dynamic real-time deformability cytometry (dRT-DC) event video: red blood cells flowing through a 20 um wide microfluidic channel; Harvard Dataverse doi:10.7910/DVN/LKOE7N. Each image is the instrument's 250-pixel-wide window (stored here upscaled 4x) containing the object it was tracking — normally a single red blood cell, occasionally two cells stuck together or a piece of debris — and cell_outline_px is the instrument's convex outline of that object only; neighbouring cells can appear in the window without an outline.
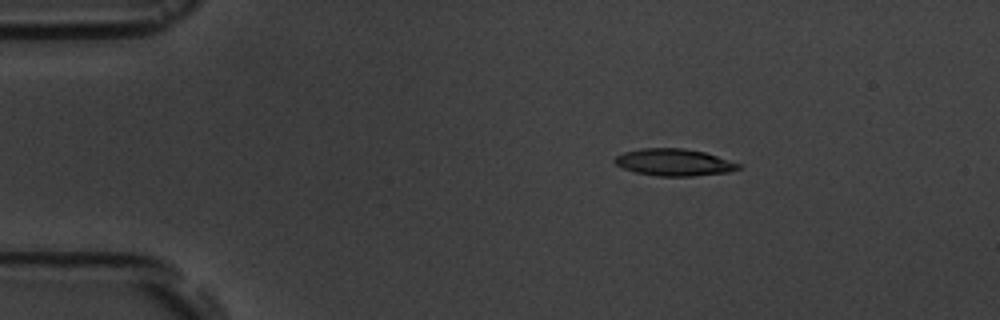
{"species": "common noctule bat (a hibernating species)", "species_latin": "Nyctalus noctula", "temperature_condition": "room temperature", "stored_images_in_passage": 4, "segment_of_instrument_passage": [1, 2], "camera_frame_rate_fps": 3000, "um_per_image_px": 0.085, "animal": {"sex": "male", "body_mass_g": 19.5, "forearm_length_mm": 54.6}, "frame": {"image": 1, "passage_image": 2, "time_ms": 1.333, "image_size_px": [1000, 320], "cell_outline_px": [[744, 168], [728, 172], [692, 176], [660, 176], [636, 172], [624, 168], [616, 164], [612, 160], [616, 156], [624, 152], [640, 148], [684, 148], [704, 152], [740, 164]], "centroid_in_image_um": [57.29, 13.79], "position_along_channel_um": 27.7, "area_um2": 19.36}}